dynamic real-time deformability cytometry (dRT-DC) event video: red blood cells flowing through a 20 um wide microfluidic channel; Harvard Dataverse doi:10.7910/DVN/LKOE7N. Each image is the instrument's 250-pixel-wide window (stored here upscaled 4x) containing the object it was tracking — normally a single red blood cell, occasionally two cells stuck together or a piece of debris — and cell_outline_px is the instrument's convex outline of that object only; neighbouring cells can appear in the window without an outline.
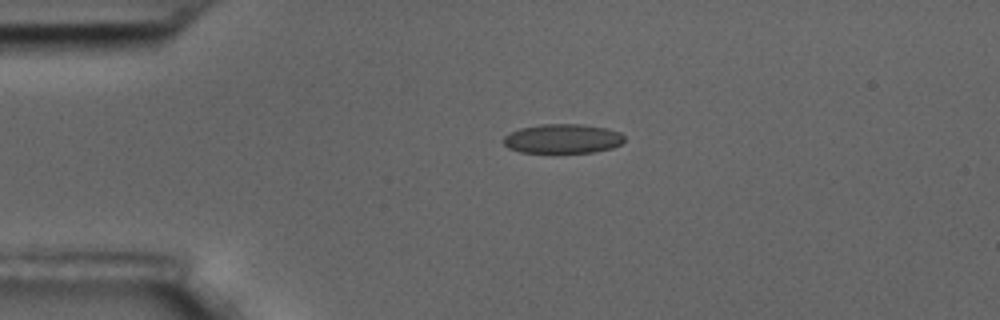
{"species": "common noctule bat (a hibernating species)", "species_latin": "Nyctalus noctula", "temperature_condition": "room temperature", "stored_images_in_passage": 46, "camera_frame_rate_fps": 3000, "um_per_image_px": 0.085, "animal": {"sex": "male", "body_mass_g": 17.5, "forearm_length_mm": 52.3}, "frame": {"image": 1, "passage_image": 1, "time_ms": 0.0, "image_size_px": [1000, 320], "cell_outline_px": [[624, 140], [620, 144], [612, 148], [596, 152], [520, 152], [508, 148], [504, 144], [504, 136], [508, 132], [520, 128], [540, 124], [580, 124], [604, 128], [620, 132], [624, 136]], "centroid_in_image_um": [47.8, 11.78], "position_along_channel_um": 37.2, "area_um2": 20.63}}
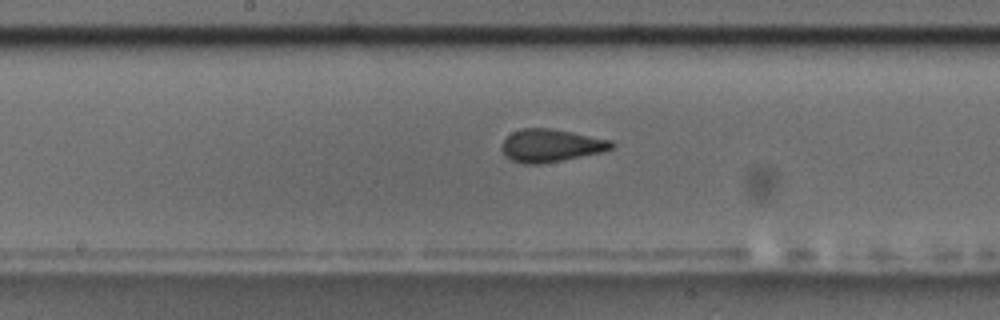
{"frame": {"image": 2, "passage_image": 18, "time_ms": 5.667, "image_size_px": [1000, 320], "cell_outline_px": [[616, 144], [612, 148], [600, 152], [540, 164], [524, 164], [512, 160], [500, 148], [500, 144], [512, 132], [520, 128], [548, 128], [572, 132], [612, 140]], "centroid_in_image_um": [46.81, 12.35], "position_along_channel_um": 201.4, "area_um2": 20.75}}
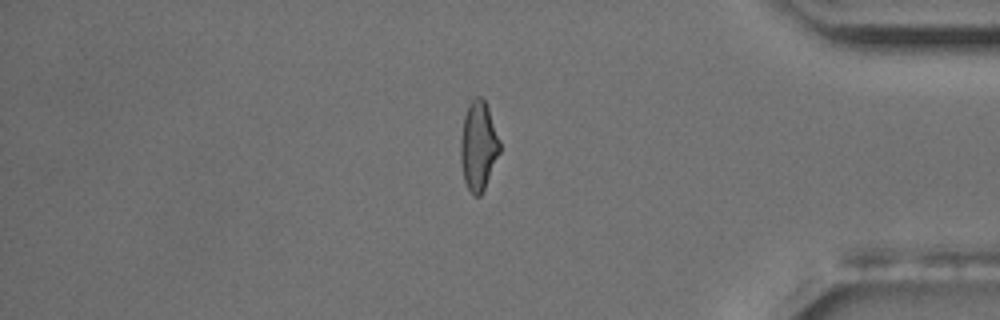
{"frame": {"image": 3, "passage_image": 37, "time_ms": 12.0, "image_size_px": [1000, 320], "cell_outline_px": [[500, 152], [484, 188], [480, 196], [472, 196], [464, 180], [460, 160], [460, 140], [464, 116], [468, 104], [476, 96], [480, 96], [484, 100], [488, 108], [500, 140]], "centroid_in_image_um": [40.65, 12.4], "position_along_channel_um": 394.5, "area_um2": 20.29}, "authors_computed_cell_mechanics": {"area_um2": 20.808, "velocity_mm_per_s": 3.4876, "shape_relaxation_time_tau1_ms": 7.8038, "shape_relaxation_time_tau2_ms": 1.0672, "deformation_change_tau1": 0.1653, "deformation_change_tau2": 0.083}}